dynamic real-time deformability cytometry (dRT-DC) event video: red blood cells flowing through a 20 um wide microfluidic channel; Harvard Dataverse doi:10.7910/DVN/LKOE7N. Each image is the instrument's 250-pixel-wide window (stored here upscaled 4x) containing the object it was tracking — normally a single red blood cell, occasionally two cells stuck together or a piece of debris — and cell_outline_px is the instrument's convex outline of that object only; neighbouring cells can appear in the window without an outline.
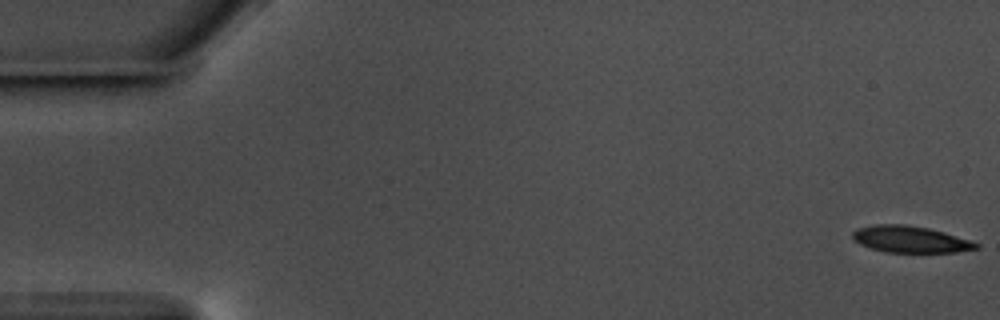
{"species": "common noctule bat (a hibernating species)", "species_latin": "Nyctalus noctula", "temperature_condition": "warm", "stored_images_in_passage": 58, "camera_frame_rate_fps": 3000, "um_per_image_px": 0.085, "animal": {"sex": "male", "body_mass_g": 17.5, "forearm_length_mm": 52.3}, "frame": {"image": 1, "passage_image": 1, "time_ms": 0.0, "image_size_px": [1000, 320], "cell_outline_px": [[980, 248], [956, 252], [884, 252], [860, 244], [852, 236], [852, 232], [856, 228], [876, 224], [904, 224], [928, 228], [944, 232], [980, 244]], "centroid_in_image_um": [77.36, 20.34], "position_along_channel_um": 7.6, "area_um2": 19.02}}
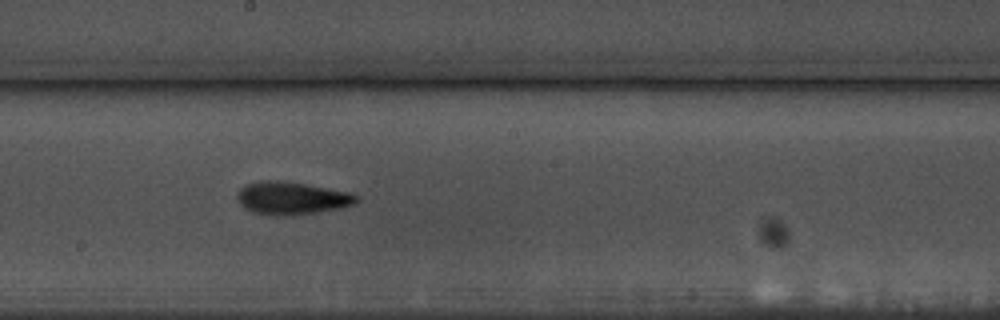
{"frame": {"image": 2, "passage_image": 32, "time_ms": 10.333, "image_size_px": [1000, 320], "cell_outline_px": [[360, 200], [344, 208], [288, 216], [276, 216], [252, 212], [244, 208], [240, 204], [236, 196], [236, 192], [240, 188], [248, 184], [260, 180], [276, 180], [304, 184], [348, 192], [360, 196]], "centroid_in_image_um": [24.78, 16.85], "position_along_channel_um": 223.4, "area_um2": 22.83}}
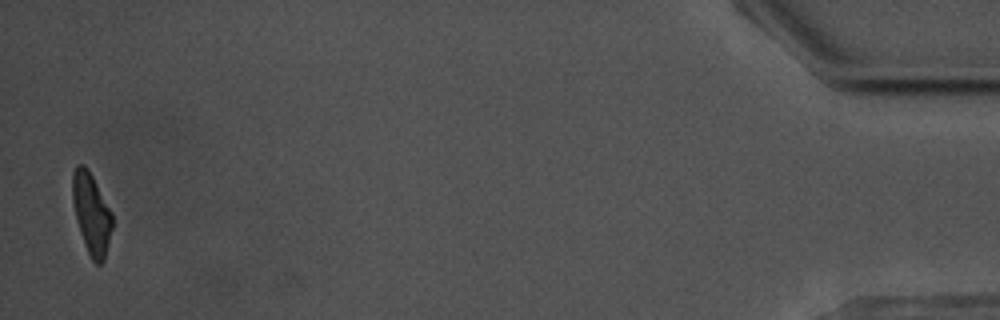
{"frame": {"image": 3, "passage_image": 57, "time_ms": 18.667, "image_size_px": [1000, 320], "cell_outline_px": [[112, 228], [104, 260], [100, 264], [96, 264], [92, 260], [84, 244], [80, 232], [72, 200], [72, 172], [76, 164], [84, 164], [88, 168], [112, 212]], "centroid_in_image_um": [7.76, 18.12], "position_along_channel_um": 427.4, "area_um2": 18.73}, "authors_computed_cell_mechanics": {"area_um2": 20.23, "velocity_mm_per_s": 3.5613, "shape_relaxation_time_tau1_ms": 3.5274, "shape_relaxation_time_tau2_ms": 6.6015, "deformation_change_tau1": 0.1305, "deformation_change_tau2": 0.1583}}